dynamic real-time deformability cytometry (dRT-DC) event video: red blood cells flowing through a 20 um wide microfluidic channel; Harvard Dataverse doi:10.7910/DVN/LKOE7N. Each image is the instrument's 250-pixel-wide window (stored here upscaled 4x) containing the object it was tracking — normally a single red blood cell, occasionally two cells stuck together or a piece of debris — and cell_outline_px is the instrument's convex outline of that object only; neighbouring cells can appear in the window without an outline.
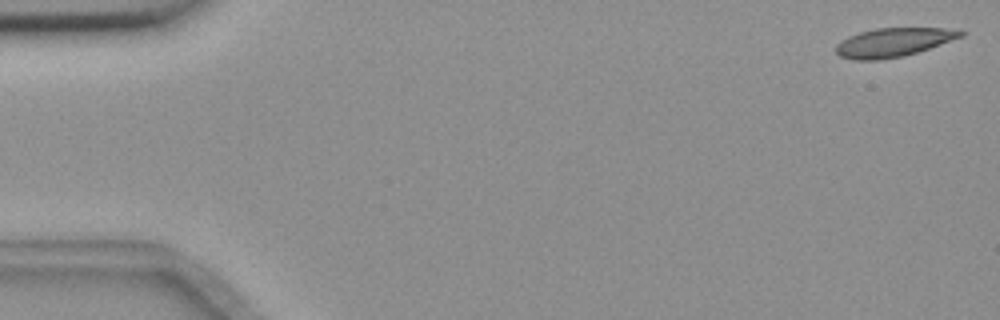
{"species": "common noctule bat (a hibernating species)", "species_latin": "Nyctalus noctula", "temperature_condition": "room temperature", "stored_images_in_passage": 55, "camera_frame_rate_fps": 3000, "um_per_image_px": 0.085, "animal": {"sex": "female", "body_mass_g": 18.4}, "frame": {"image": 1, "passage_image": 1, "time_ms": 0.0, "image_size_px": [1000, 320], "cell_outline_px": [[964, 36], [904, 56], [880, 60], [852, 60], [840, 56], [836, 52], [836, 44], [848, 36], [860, 32], [876, 28], [944, 28], [964, 32]], "centroid_in_image_um": [75.88, 3.61], "position_along_channel_um": 9.1, "area_um2": 20.75}}
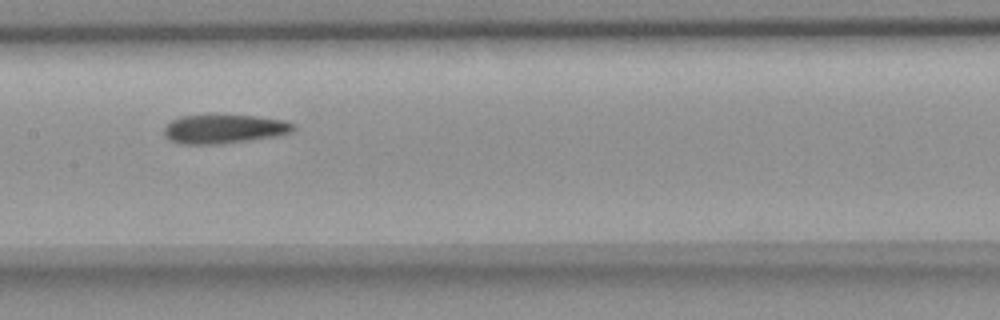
{"frame": {"image": 2, "passage_image": 27, "time_ms": 8.667, "image_size_px": [1000, 320], "cell_outline_px": [[296, 128], [292, 132], [276, 136], [252, 140], [216, 144], [184, 144], [172, 140], [164, 132], [164, 128], [172, 120], [180, 116], [208, 112], [216, 112], [256, 116], [284, 120], [296, 124]], "centroid_in_image_um": [19.08, 10.9], "position_along_channel_um": 188.3, "area_um2": 22.66}}
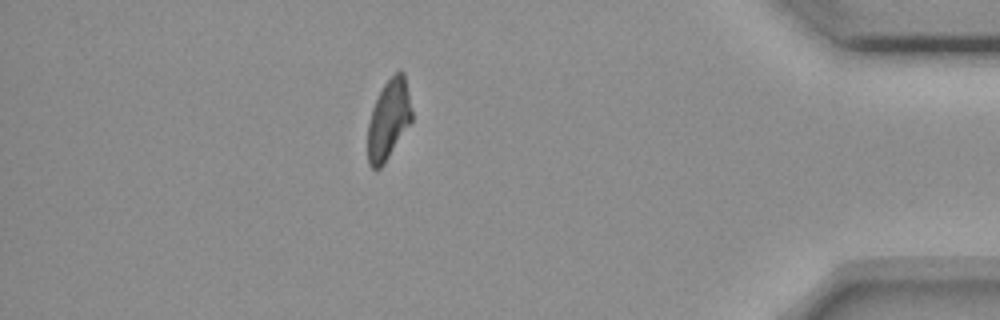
{"frame": {"image": 3, "passage_image": 48, "time_ms": 15.667, "image_size_px": [1000, 320], "cell_outline_px": [[412, 120], [384, 164], [380, 168], [372, 168], [368, 164], [368, 124], [372, 108], [384, 84], [400, 68], [404, 72], [412, 112]], "centroid_in_image_um": [33.03, 10.16], "position_along_channel_um": 402.2, "area_um2": 20.23}, "authors_computed_cell_mechanics": {"area_um2": 21.9062, "velocity_mm_per_s": 3.6675, "shape_relaxation_time_tau1_ms": null, "shape_relaxation_time_tau2_ms": 8.0905, "deformation_change_tau1": null, "deformation_change_tau2": 0.1687}}